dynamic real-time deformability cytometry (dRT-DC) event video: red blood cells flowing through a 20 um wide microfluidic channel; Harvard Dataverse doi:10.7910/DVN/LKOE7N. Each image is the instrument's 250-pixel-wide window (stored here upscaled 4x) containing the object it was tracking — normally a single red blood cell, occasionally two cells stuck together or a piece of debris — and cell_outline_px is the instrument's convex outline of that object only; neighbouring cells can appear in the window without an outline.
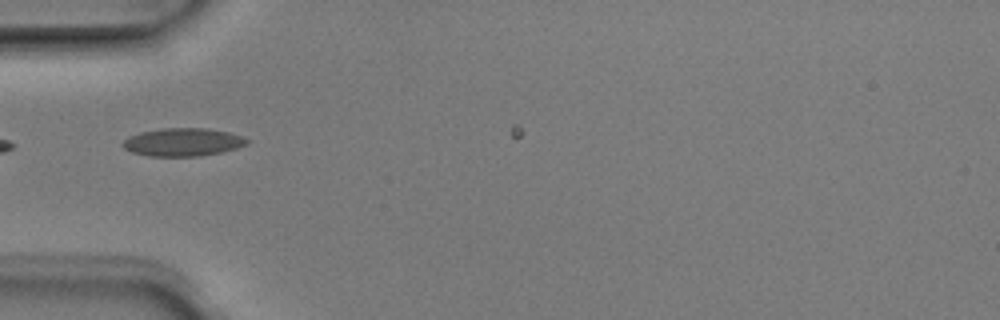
{"species": "Egyptian fruit bat (a non-hibernating species)", "species_latin": "Rousettus aegyptiacus", "temperature_condition": "room temperature", "stored_images_in_passage": 3, "camera_frame_rate_fps": 3000, "um_per_image_px": 0.085, "animal": {"sex": "male"}, "frame": {"image": 1, "passage_image": 2, "time_ms": 0.333, "image_size_px": [1000, 320], "cell_outline_px": [[248, 144], [236, 148], [220, 152], [200, 156], [148, 156], [132, 152], [124, 148], [120, 144], [128, 136], [140, 132], [160, 128], [208, 128], [228, 132], [240, 136], [248, 140]], "centroid_in_image_um": [15.49, 12.07], "position_along_channel_um": 69.5, "area_um2": 20.29}}